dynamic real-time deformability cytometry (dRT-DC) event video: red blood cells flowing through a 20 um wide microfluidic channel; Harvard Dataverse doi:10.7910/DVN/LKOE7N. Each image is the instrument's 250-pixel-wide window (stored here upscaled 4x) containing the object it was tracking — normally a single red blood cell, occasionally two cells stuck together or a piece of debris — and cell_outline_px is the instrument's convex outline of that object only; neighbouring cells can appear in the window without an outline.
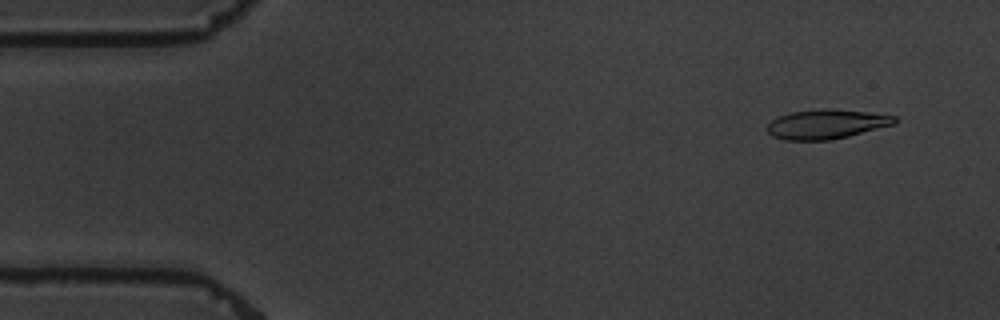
{"species": "common noctule bat (a hibernating species)", "species_latin": "Nyctalus noctula", "temperature_condition": "warm", "stored_images_in_passage": 6, "camera_frame_rate_fps": 3000, "um_per_image_px": 0.085, "animal": {"sex": "male", "body_mass_g": 19.5, "forearm_length_mm": 54.6}, "frame": {"image": 1, "passage_image": 2, "time_ms": 1.0, "image_size_px": [1000, 320], "cell_outline_px": [[900, 120], [896, 124], [848, 136], [828, 140], [784, 140], [772, 136], [768, 132], [768, 124], [772, 120], [780, 116], [792, 112], [824, 108], [832, 108], [896, 116]], "centroid_in_image_um": [70.28, 10.55], "position_along_channel_um": 14.7, "area_um2": 21.79}}
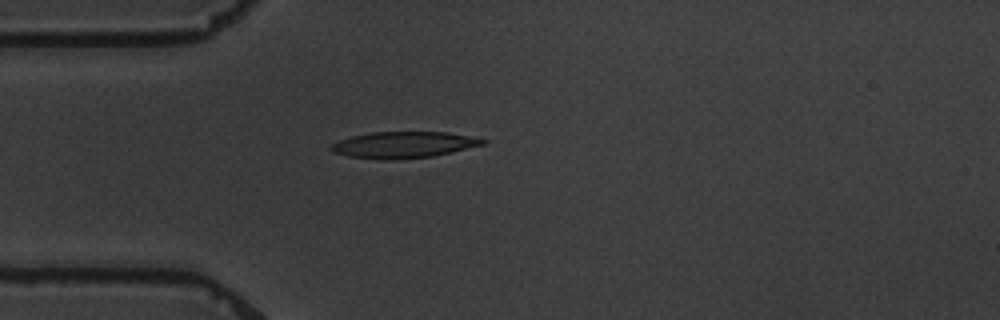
{"frame": {"image": 2, "passage_image": 5, "time_ms": 4.667, "image_size_px": [1000, 320], "cell_outline_px": [[488, 140], [484, 144], [452, 152], [432, 156], [396, 160], [384, 160], [348, 156], [332, 152], [328, 148], [332, 144], [340, 140], [352, 136], [372, 132], [448, 132]], "centroid_in_image_um": [34.28, 12.31], "position_along_channel_um": 50.7, "area_um2": 23.24}}